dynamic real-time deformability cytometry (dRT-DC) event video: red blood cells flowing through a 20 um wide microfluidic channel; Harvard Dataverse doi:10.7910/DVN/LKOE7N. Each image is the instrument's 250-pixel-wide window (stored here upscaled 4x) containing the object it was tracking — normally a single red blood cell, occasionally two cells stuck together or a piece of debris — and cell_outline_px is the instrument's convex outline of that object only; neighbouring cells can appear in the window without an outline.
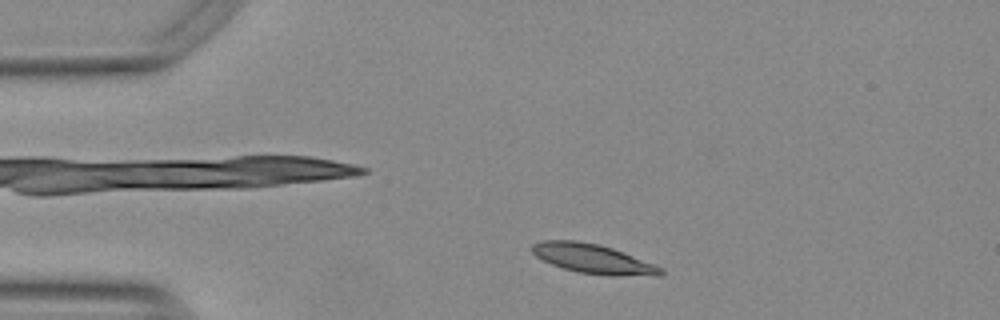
{"species": "Egyptian fruit bat (a non-hibernating species)", "species_latin": "Rousettus aegyptiacus", "temperature_condition": "warm", "stored_images_in_passage": 48, "camera_frame_rate_fps": 3000, "um_per_image_px": 0.085, "animal": {"sex": "female"}, "frame": {"image": 1, "passage_image": 5, "time_ms": 1.333, "image_size_px": [1000, 320], "cell_outline_px": [[664, 272], [660, 276], [612, 276], [580, 272], [564, 268], [552, 264], [536, 256], [532, 252], [532, 244], [540, 240], [576, 240], [600, 244], [612, 248], [664, 268]], "centroid_in_image_um": [50.43, 22.0], "position_along_channel_um": 34.6, "area_um2": 22.02}}
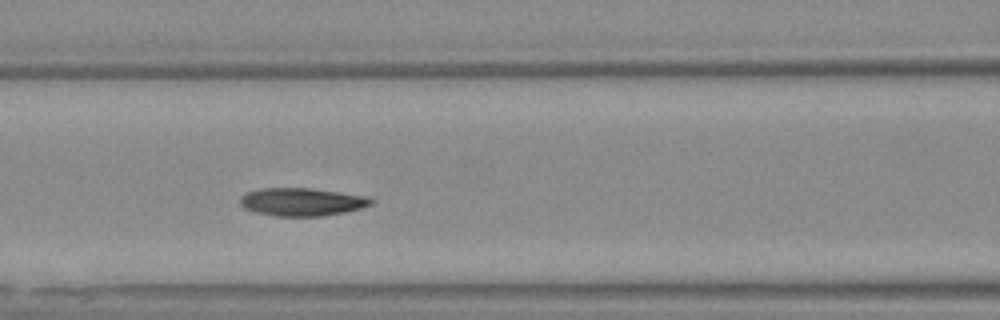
{"frame": {"image": 2, "passage_image": 17, "time_ms": 5.333, "image_size_px": [1000, 320], "cell_outline_px": [[376, 200], [372, 204], [360, 208], [344, 212], [324, 216], [276, 216], [256, 212], [244, 208], [240, 204], [240, 196], [248, 192], [264, 188], [312, 188], [368, 196]], "centroid_in_image_um": [25.69, 17.16], "position_along_channel_um": 140.9, "area_um2": 21.39}}
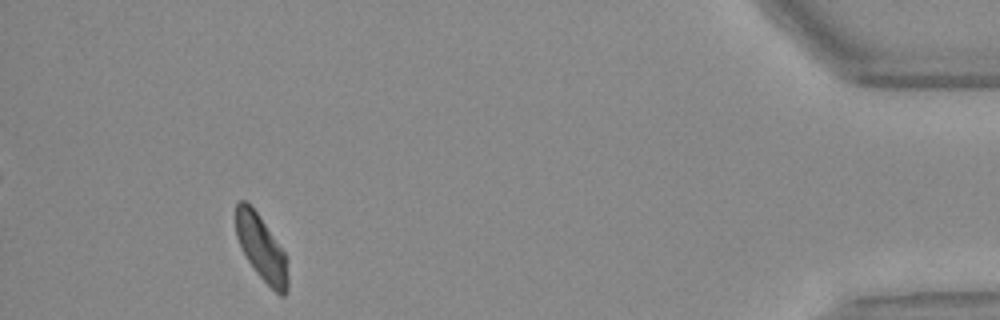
{"frame": {"image": 3, "passage_image": 44, "time_ms": 14.333, "image_size_px": [1000, 320], "cell_outline_px": [[288, 292], [284, 296], [280, 296], [256, 272], [248, 260], [236, 236], [236, 204], [240, 200], [244, 200], [256, 212], [284, 252], [288, 276]], "centroid_in_image_um": [22.22, 21.11], "position_along_channel_um": 413.0, "area_um2": 19.13}, "authors_computed_cell_mechanics": {"area_um2": 21.1548, "velocity_mm_per_s": 3.749, "shape_relaxation_time_tau1_ms": 3.2806, "shape_relaxation_time_tau2_ms": 2.4404, "deformation_change_tau1": 0.147, "deformation_change_tau2": 0.0819}}